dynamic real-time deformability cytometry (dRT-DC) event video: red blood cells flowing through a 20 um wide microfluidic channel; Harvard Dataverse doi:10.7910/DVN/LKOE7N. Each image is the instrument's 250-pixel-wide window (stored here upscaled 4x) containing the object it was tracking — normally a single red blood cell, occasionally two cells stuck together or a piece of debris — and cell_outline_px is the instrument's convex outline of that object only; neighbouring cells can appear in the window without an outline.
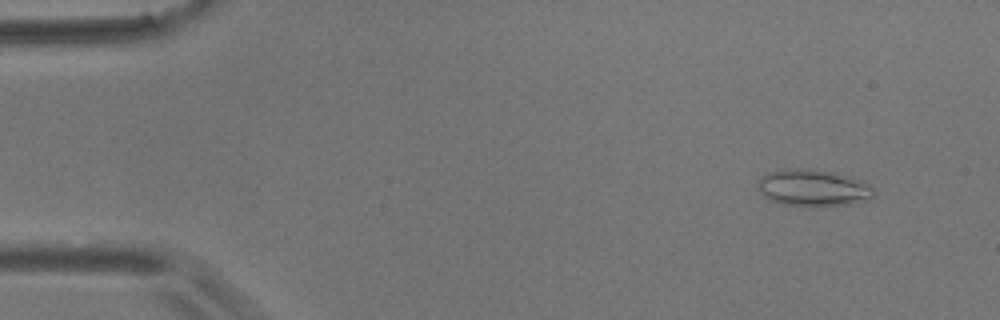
{"species": "common noctule bat (a hibernating species)", "species_latin": "Nyctalus noctula", "temperature_condition": "room temperature", "stored_images_in_passage": 4, "camera_frame_rate_fps": 3000, "um_per_image_px": 0.085, "animal": {"sex": "male", "body_mass_g": 17.9}, "frame": {"image": 1, "passage_image": 1, "time_ms": 0.0, "image_size_px": [1000, 320], "cell_outline_px": [[876, 196], [868, 200], [848, 204], [780, 204], [768, 200], [756, 188], [760, 176], [768, 172], [788, 168], [808, 168], [836, 172], [852, 176], [872, 188]], "centroid_in_image_um": [69.07, 15.92], "position_along_channel_um": 15.9, "area_um2": 24.68}}